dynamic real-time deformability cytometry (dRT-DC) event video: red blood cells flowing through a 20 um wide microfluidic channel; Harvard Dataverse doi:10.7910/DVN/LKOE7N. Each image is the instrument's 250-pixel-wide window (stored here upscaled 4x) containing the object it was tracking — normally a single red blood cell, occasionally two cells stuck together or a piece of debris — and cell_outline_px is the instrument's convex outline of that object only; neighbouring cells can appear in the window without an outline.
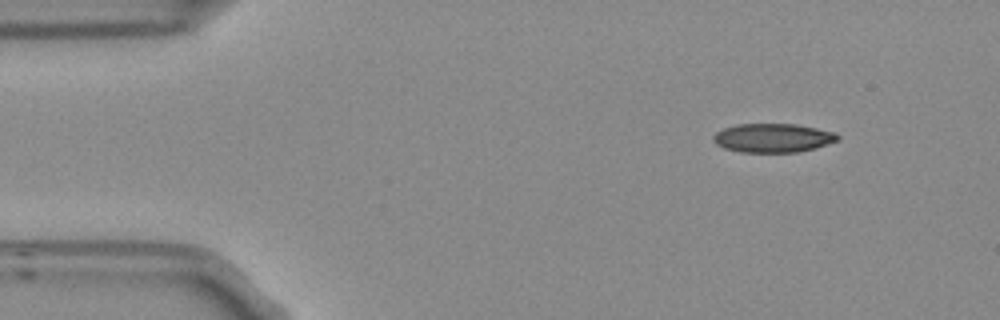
{"species": "Egyptian fruit bat (a non-hibernating species)", "species_latin": "Rousettus aegyptiacus", "temperature_condition": "room temperature", "stored_images_in_passage": 3, "camera_frame_rate_fps": 3000, "um_per_image_px": 0.085, "frame": {"image": 1, "passage_image": 1, "time_ms": 0.0, "image_size_px": [1000, 320], "cell_outline_px": [[840, 140], [816, 148], [796, 152], [740, 152], [724, 148], [716, 144], [712, 140], [712, 136], [716, 132], [724, 128], [736, 124], [796, 124], [836, 132], [840, 136]], "centroid_in_image_um": [65.71, 11.72], "position_along_channel_um": 19.3, "area_um2": 21.1}}